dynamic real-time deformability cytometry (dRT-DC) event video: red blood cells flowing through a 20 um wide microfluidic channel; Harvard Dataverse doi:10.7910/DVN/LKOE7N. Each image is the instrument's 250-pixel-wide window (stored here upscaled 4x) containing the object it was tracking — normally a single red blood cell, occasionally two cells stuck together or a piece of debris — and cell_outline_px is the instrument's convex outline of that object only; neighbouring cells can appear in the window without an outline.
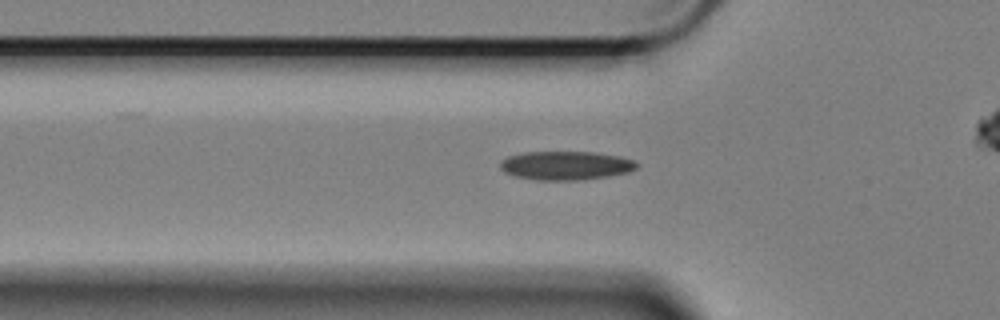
{"species": "Egyptian fruit bat (a non-hibernating species)", "species_latin": "Rousettus aegyptiacus", "temperature_condition": "cold", "stored_images_in_passage": 49, "camera_frame_rate_fps": 3000, "um_per_image_px": 0.085, "animal": {"sex": "female"}, "frame": {"image": 1, "passage_image": 18, "time_ms": 5.667, "image_size_px": [1000, 320], "cell_outline_px": [[640, 164], [636, 168], [628, 172], [608, 176], [580, 180], [536, 180], [512, 176], [504, 172], [500, 168], [500, 160], [508, 156], [524, 152], [596, 152], [620, 156], [636, 160]], "centroid_in_image_um": [48.09, 14.07], "position_along_channel_um": 77.7, "area_um2": 23.18}}
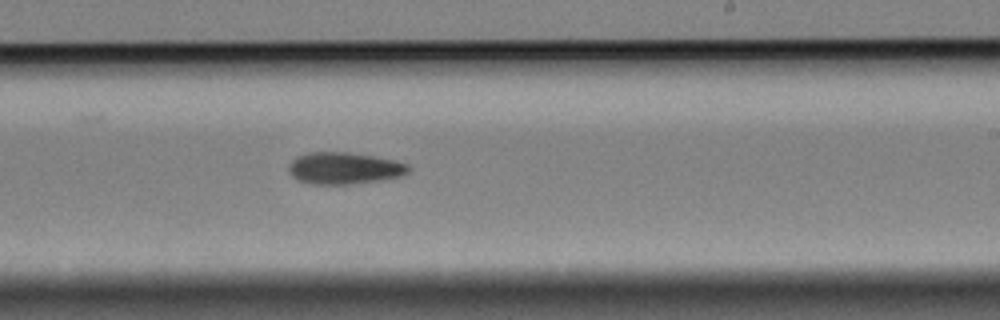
{"frame": {"image": 2, "passage_image": 34, "time_ms": 11.0, "image_size_px": [1000, 320], "cell_outline_px": [[412, 168], [404, 176], [380, 180], [352, 184], [308, 184], [296, 180], [288, 172], [288, 164], [296, 156], [308, 152], [348, 152], [396, 160], [408, 164]], "centroid_in_image_um": [29.25, 14.3], "position_along_channel_um": 259.8, "area_um2": 22.6}}
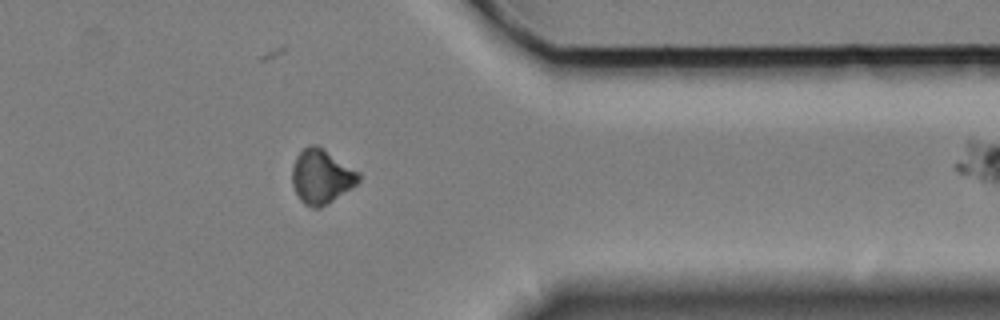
{"frame": {"image": 3, "passage_image": 46, "time_ms": 15.0, "image_size_px": [1000, 320], "cell_outline_px": [[360, 180], [356, 184], [320, 208], [312, 208], [304, 204], [300, 200], [292, 184], [292, 168], [296, 156], [308, 144], [316, 144], [324, 148], [360, 172]], "centroid_in_image_um": [27.31, 14.98], "position_along_channel_um": 384.1, "area_um2": 21.04}}